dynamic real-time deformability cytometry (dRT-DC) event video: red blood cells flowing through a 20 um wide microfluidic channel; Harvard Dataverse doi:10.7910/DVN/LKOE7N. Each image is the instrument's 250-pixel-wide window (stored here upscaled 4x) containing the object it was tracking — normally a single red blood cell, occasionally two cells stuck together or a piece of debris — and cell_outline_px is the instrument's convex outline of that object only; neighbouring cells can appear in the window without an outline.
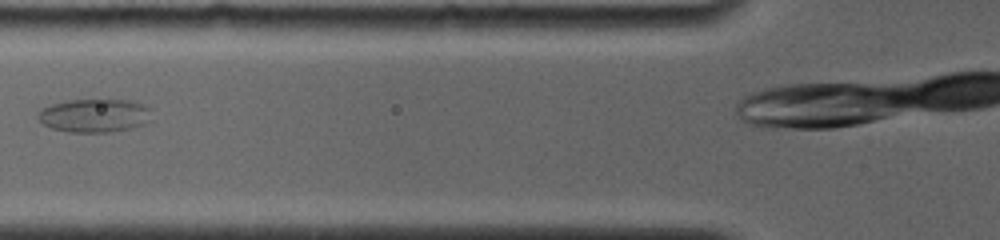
{"species": "common noctule bat (a hibernating species)", "species_latin": "Nyctalus noctula", "temperature_condition": "room temperature", "stored_images_in_passage": 8, "camera_frame_rate_fps": 4000, "um_per_image_px": 0.085, "animal": {"sex": "female", "body_mass_g": 19.0, "forearm_length_mm": 56.7}, "frame": {"image": 1, "passage_image": 4, "time_ms": 1.75, "image_size_px": [1000, 240], "cell_outline_px": [[148, 108], [144, 124], [128, 128], [108, 132], [68, 132], [52, 128], [44, 124], [36, 116], [44, 108], [52, 104], [68, 100], [128, 100], [140, 104]], "centroid_in_image_um": [7.94, 9.82], "position_along_channel_um": 117.9, "area_um2": 21.39}}